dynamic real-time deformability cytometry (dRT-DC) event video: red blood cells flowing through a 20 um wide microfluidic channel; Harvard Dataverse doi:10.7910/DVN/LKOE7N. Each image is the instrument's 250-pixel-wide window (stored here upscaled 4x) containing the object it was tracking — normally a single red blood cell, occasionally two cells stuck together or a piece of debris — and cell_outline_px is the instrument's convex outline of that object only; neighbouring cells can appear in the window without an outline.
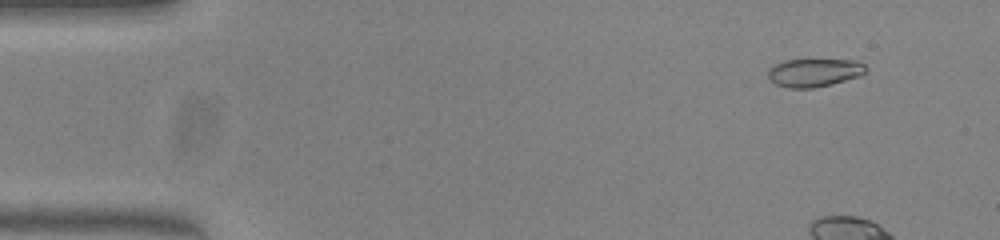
{"species": "common noctule bat (a hibernating species)", "species_latin": "Nyctalus noctula", "temperature_condition": "warm", "stored_images_in_passage": 11, "camera_frame_rate_fps": 3000, "um_per_image_px": 0.085, "animal": {"sex": "female", "body_mass_g": 23.0, "forearm_length_mm": 53.4}, "frame": {"image": 1, "passage_image": 5, "time_ms": 1.333, "image_size_px": [1000, 240], "cell_outline_px": [[868, 68], [860, 76], [832, 84], [812, 88], [788, 88], [776, 84], [768, 80], [768, 68], [784, 60], [860, 60]], "centroid_in_image_um": [69.21, 6.17], "position_along_channel_um": 15.8, "area_um2": 16.18}}